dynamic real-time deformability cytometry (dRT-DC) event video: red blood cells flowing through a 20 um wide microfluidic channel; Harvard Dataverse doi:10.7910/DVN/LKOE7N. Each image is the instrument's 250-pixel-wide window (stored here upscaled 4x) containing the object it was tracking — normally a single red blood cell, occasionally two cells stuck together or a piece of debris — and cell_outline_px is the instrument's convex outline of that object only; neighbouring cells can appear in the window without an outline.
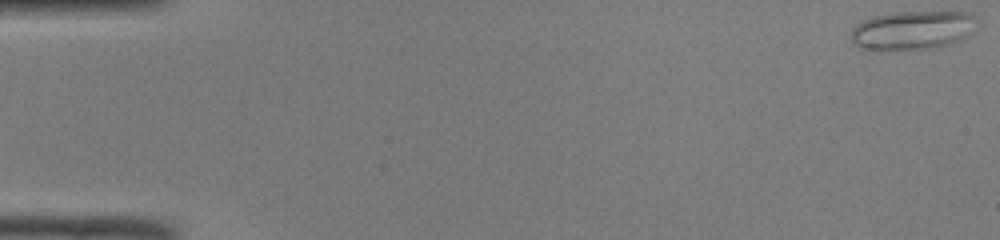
{"species": "common noctule bat (a hibernating species)", "species_latin": "Nyctalus noctula", "temperature_condition": "room temperature", "stored_images_in_passage": 49, "camera_frame_rate_fps": 3000, "um_per_image_px": 0.085, "animal": {"sex": "male", "body_mass_g": 19.0, "forearm_length_mm": 50.8}, "frame": {"image": 1, "passage_image": 1, "time_ms": 0.0, "image_size_px": [1000, 240], "cell_outline_px": [[976, 20], [972, 32], [960, 40], [948, 44], [928, 48], [876, 52], [860, 48], [852, 44], [852, 32], [856, 24], [872, 16], [892, 12], [968, 12]], "centroid_in_image_um": [77.49, 2.59], "position_along_channel_um": 7.5, "area_um2": 28.73}}
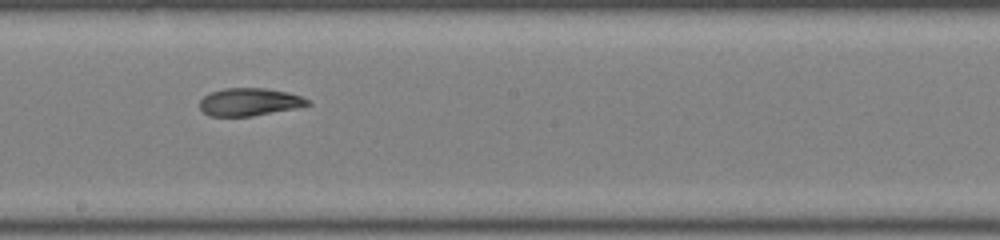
{"frame": {"image": 2, "passage_image": 28, "time_ms": 9.0, "image_size_px": [1000, 240], "cell_outline_px": [[312, 104], [296, 108], [252, 116], [208, 116], [200, 108], [200, 100], [204, 96], [212, 92], [224, 88], [264, 88], [288, 92], [300, 96], [308, 100]], "centroid_in_image_um": [21.2, 8.67], "position_along_channel_um": 227.0, "area_um2": 17.34}}
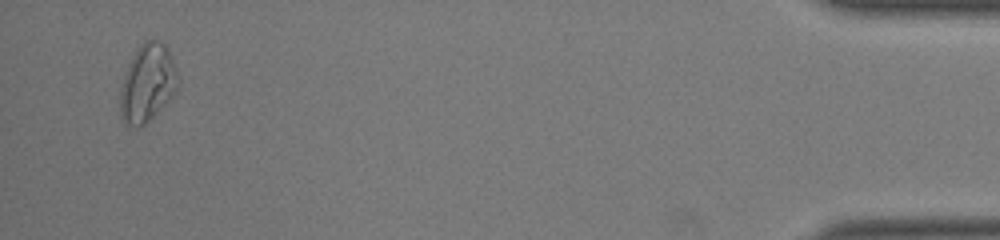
{"frame": {"image": 3, "passage_image": 48, "time_ms": 15.667, "image_size_px": [1000, 240], "cell_outline_px": [[180, 84], [176, 92], [144, 124], [128, 124], [120, 116], [120, 88], [124, 72], [136, 48], [144, 40], [160, 40], [168, 48], [172, 56], [180, 80]], "centroid_in_image_um": [12.55, 6.98], "position_along_channel_um": 422.6, "area_um2": 26.13}, "authors_computed_cell_mechanics": {"area_um2": 19.9988, "velocity_mm_per_s": 4.1108, "shape_relaxation_time_tau1_ms": 9.1719, "shape_relaxation_time_tau2_ms": 2.8459, "deformation_change_tau1": 0.2464, "deformation_change_tau2": 0.0952}}